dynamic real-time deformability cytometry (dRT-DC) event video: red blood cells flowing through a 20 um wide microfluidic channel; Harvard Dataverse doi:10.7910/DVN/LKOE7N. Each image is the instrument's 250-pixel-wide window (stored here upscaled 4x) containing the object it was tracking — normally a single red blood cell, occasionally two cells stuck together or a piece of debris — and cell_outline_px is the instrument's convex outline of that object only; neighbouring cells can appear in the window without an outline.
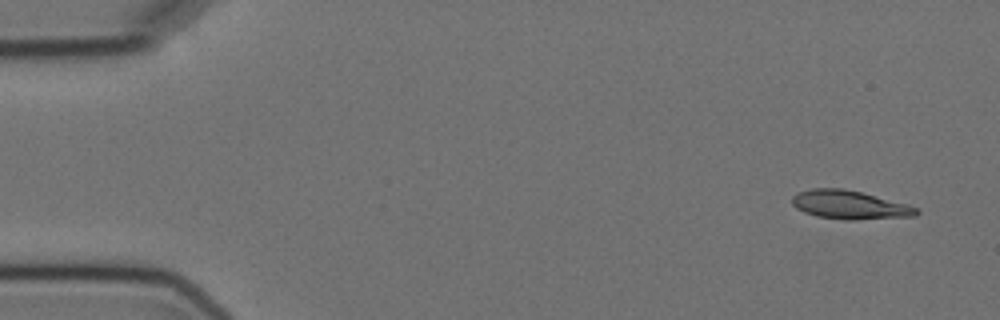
{"species": "Egyptian fruit bat (a non-hibernating species)", "species_latin": "Rousettus aegyptiacus", "temperature_condition": "cold", "stored_images_in_passage": 4, "camera_frame_rate_fps": 3000, "um_per_image_px": 0.085, "animal": {"sex": "female"}, "frame": {"image": 1, "passage_image": 1, "time_ms": 0.0, "image_size_px": [1000, 320], "cell_outline_px": [[920, 212], [916, 216], [856, 220], [844, 220], [816, 216], [804, 212], [796, 208], [792, 204], [792, 196], [796, 192], [812, 188], [844, 188], [908, 204], [916, 208]], "centroid_in_image_um": [72.19, 17.41], "position_along_channel_um": 12.8, "area_um2": 20.87}}
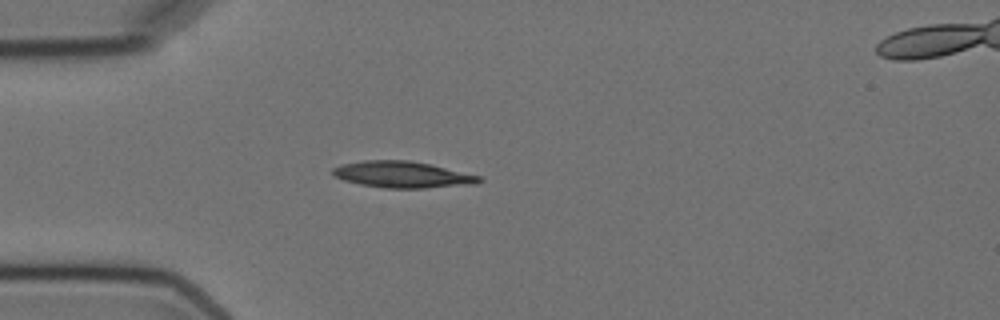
{"frame": {"image": 2, "passage_image": 3, "time_ms": 4.0, "image_size_px": [1000, 320], "cell_outline_px": [[484, 180], [476, 184], [428, 188], [384, 188], [360, 184], [344, 180], [332, 176], [332, 168], [340, 164], [364, 160], [408, 160], [432, 164], [480, 176]], "centroid_in_image_um": [34.2, 14.83], "position_along_channel_um": 50.8, "area_um2": 22.77}}